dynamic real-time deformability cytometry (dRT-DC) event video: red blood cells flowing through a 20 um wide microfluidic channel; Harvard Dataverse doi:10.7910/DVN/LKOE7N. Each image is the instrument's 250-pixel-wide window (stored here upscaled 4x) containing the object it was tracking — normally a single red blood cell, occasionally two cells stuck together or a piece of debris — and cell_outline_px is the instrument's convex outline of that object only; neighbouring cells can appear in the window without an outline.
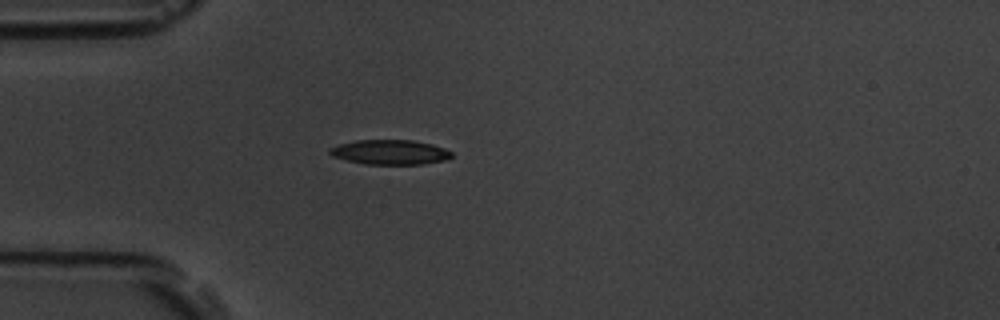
{"species": "common noctule bat (a hibernating species)", "species_latin": "Nyctalus noctula", "temperature_condition": "room temperature", "stored_images_in_passage": 4, "camera_frame_rate_fps": 3000, "um_per_image_px": 0.085, "animal": {"sex": "male", "body_mass_g": 19.5, "forearm_length_mm": 54.6}, "frame": {"image": 1, "passage_image": 3, "time_ms": 3.333, "image_size_px": [1000, 320], "cell_outline_px": [[452, 156], [444, 160], [424, 164], [368, 164], [348, 160], [332, 156], [328, 152], [328, 148], [340, 144], [356, 140], [412, 140], [432, 144], [444, 148], [452, 152]], "centroid_in_image_um": [33.15, 12.93], "position_along_channel_um": 51.9, "area_um2": 17.46}}